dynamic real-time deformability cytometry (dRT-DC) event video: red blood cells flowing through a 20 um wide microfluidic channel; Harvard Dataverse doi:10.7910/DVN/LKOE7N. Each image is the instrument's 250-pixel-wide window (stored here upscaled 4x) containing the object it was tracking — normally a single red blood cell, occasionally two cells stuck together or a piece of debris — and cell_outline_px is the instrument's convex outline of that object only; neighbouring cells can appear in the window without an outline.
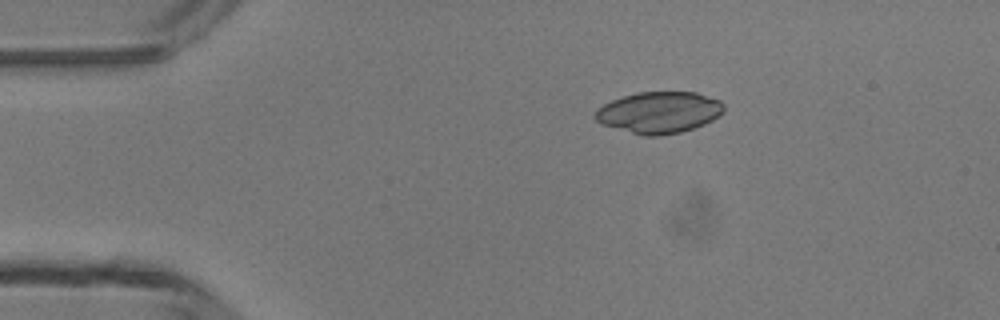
{"species": "common noctule bat (a hibernating species)", "species_latin": "Nyctalus noctula", "temperature_condition": "room temperature", "stored_images_in_passage": 3, "camera_frame_rate_fps": 3000, "um_per_image_px": 0.085, "animal": {"sex": "male", "body_mass_g": 13.3}, "frame": {"image": 1, "passage_image": 1, "time_ms": 0.0, "image_size_px": [1000, 320], "cell_outline_px": [[724, 108], [712, 120], [704, 124], [680, 132], [660, 136], [644, 136], [600, 124], [592, 116], [596, 108], [612, 100], [636, 92], [696, 92], [720, 100], [724, 104]], "centroid_in_image_um": [55.97, 9.55], "position_along_channel_um": 29.0, "area_um2": 31.1}}